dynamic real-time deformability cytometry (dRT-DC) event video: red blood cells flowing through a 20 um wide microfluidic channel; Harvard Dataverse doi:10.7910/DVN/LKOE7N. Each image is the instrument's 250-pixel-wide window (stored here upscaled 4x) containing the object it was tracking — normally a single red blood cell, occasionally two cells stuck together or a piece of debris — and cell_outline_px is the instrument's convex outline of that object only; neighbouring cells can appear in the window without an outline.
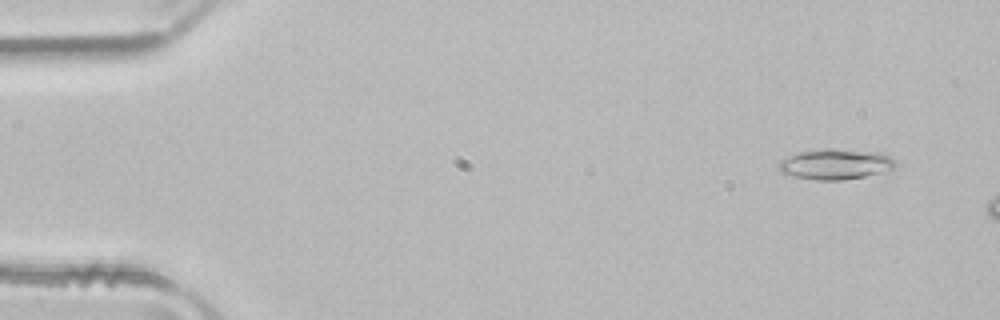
{"species": "common noctule bat (a hibernating species)", "species_latin": "Nyctalus noctula", "temperature_condition": "room temperature", "stored_images_in_passage": 10, "camera_frame_rate_fps": 3000, "um_per_image_px": 0.085, "animal": {"sex": "male", "body_mass_g": 21.5, "forearm_length_mm": 52.0}, "frame": {"image": 1, "passage_image": 4, "time_ms": 1.0, "image_size_px": [1000, 320], "cell_outline_px": [[896, 168], [884, 172], [864, 176], [840, 180], [816, 180], [796, 176], [780, 172], [776, 168], [776, 164], [780, 160], [800, 152], [884, 152], [896, 160]], "centroid_in_image_um": [71.05, 14.01], "position_along_channel_um": 13.9, "area_um2": 19.71}}